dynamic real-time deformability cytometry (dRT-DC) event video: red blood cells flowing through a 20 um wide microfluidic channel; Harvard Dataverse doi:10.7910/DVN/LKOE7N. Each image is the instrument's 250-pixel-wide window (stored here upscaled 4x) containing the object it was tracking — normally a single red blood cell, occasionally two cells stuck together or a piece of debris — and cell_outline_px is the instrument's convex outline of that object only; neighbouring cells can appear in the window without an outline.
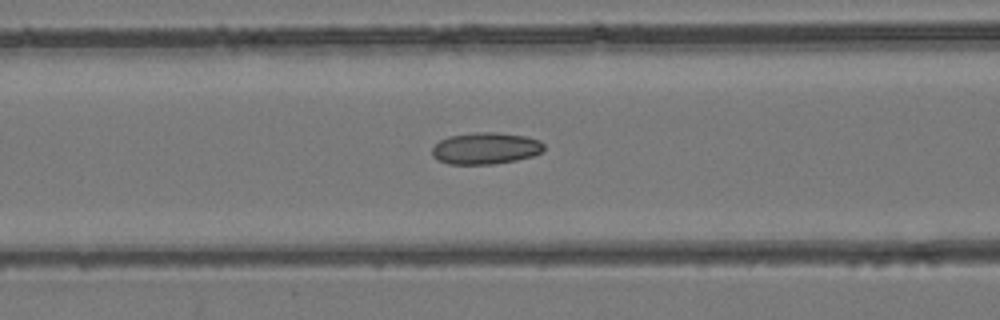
{"species": "common noctule bat (a hibernating species)", "species_latin": "Nyctalus noctula", "temperature_condition": "room temperature", "stored_images_in_passage": 45, "camera_frame_rate_fps": 3000, "um_per_image_px": 0.085, "animal": {"sex": "female", "body_mass_g": 24.6, "forearm_length_mm": 56.2}, "frame": {"image": 1, "passage_image": 19, "time_ms": 6.0, "image_size_px": [1000, 320], "cell_outline_px": [[544, 148], [540, 152], [532, 156], [516, 160], [496, 164], [448, 164], [436, 160], [432, 156], [432, 148], [440, 140], [448, 136], [476, 132], [496, 132], [524, 136], [540, 140], [544, 144]], "centroid_in_image_um": [41.25, 12.61], "position_along_channel_um": 125.4, "area_um2": 20.75}}
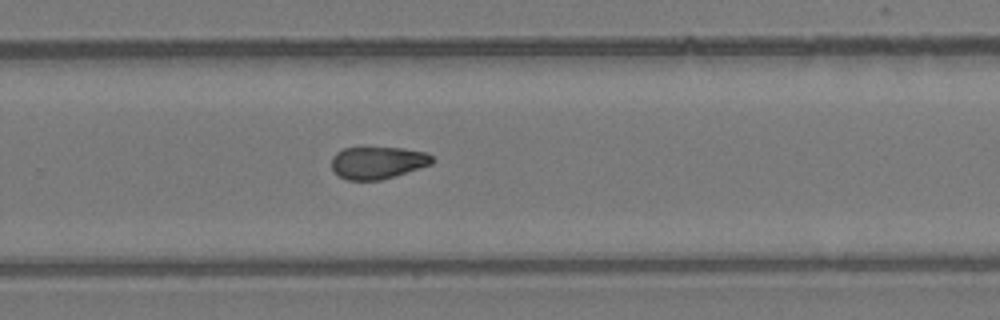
{"frame": {"image": 2, "passage_image": 30, "time_ms": 9.667, "image_size_px": [1000, 320], "cell_outline_px": [[432, 164], [380, 180], [348, 180], [340, 176], [332, 168], [332, 156], [336, 152], [344, 148], [364, 144], [404, 148], [424, 152], [432, 156]], "centroid_in_image_um": [32.06, 13.76], "position_along_channel_um": 297.7, "area_um2": 19.48}}
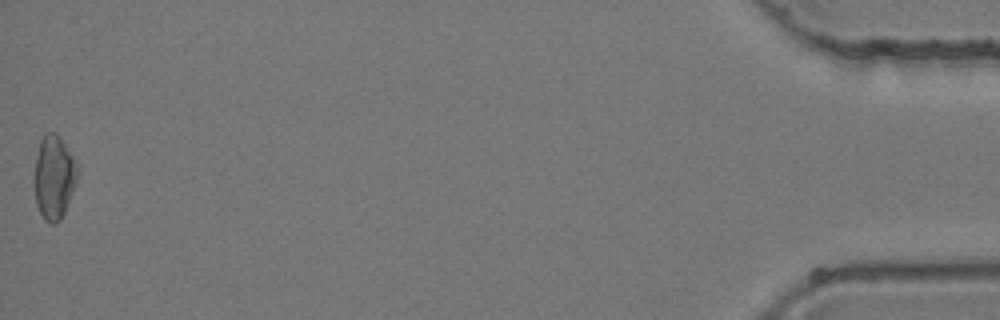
{"frame": {"image": 3, "passage_image": 45, "time_ms": 14.667, "image_size_px": [1000, 320], "cell_outline_px": [[80, 172], [64, 212], [60, 220], [56, 224], [52, 224], [44, 220], [36, 204], [32, 184], [32, 180], [36, 156], [40, 136], [44, 132], [56, 132], [60, 136], [80, 168]], "centroid_in_image_um": [4.56, 15.02], "position_along_channel_um": 430.6, "area_um2": 21.79}}